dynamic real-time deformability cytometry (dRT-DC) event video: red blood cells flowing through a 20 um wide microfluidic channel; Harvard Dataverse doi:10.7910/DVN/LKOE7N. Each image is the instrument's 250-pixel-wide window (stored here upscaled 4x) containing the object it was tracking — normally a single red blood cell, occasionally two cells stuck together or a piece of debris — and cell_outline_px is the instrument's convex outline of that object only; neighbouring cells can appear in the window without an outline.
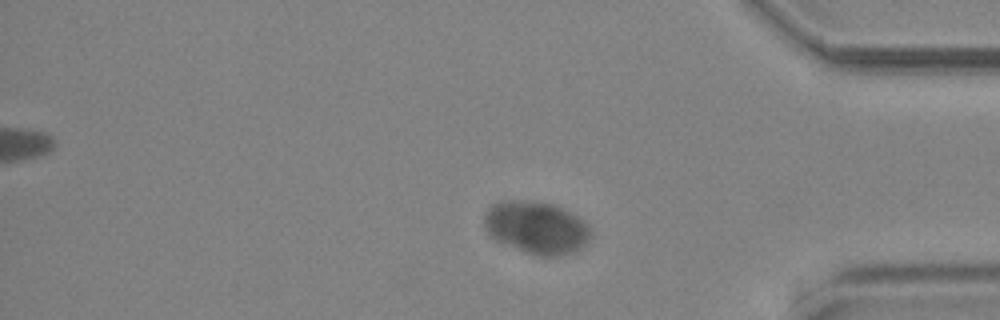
{"species": "common noctule bat (a hibernating species)", "species_latin": "Nyctalus noctula", "temperature_condition": "cold", "stored_images_in_passage": 60, "camera_frame_rate_fps": 3000, "um_per_image_px": 0.085, "animal": {"sex": "male", "body_mass_g": 19.2, "forearm_length_mm": 51.8}, "frame": {"image": 1, "passage_image": 45, "time_ms": 14.667, "image_size_px": [1000, 320], "cell_outline_px": [[592, 236], [588, 244], [576, 252], [560, 256], [536, 256], [524, 252], [496, 240], [488, 232], [484, 224], [484, 216], [488, 208], [492, 204], [500, 200], [516, 200], [552, 204], [580, 216], [592, 228]], "centroid_in_image_um": [45.66, 19.36], "position_along_channel_um": 389.5, "area_um2": 33.06}}